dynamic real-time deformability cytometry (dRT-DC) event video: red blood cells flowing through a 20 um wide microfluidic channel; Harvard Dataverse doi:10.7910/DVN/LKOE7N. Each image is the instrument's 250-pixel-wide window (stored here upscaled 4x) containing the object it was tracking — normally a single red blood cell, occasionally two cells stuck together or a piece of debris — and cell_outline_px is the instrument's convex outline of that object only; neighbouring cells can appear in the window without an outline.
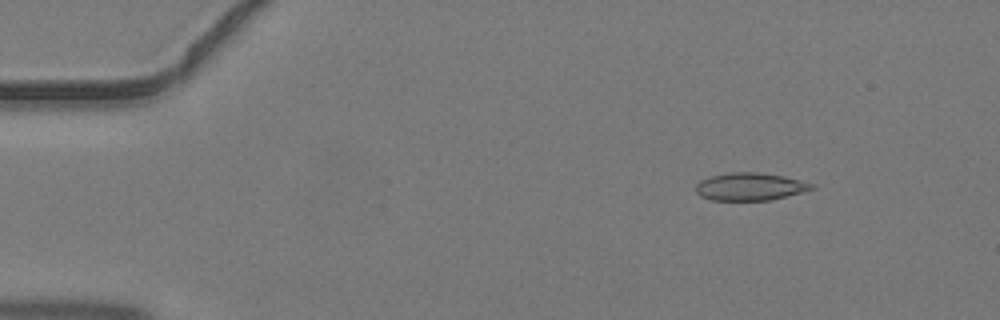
{"species": "common noctule bat (a hibernating species)", "species_latin": "Nyctalus noctula", "temperature_condition": "warm", "stored_images_in_passage": 45, "camera_frame_rate_fps": 3000, "um_per_image_px": 0.085, "animal": {"sex": "male", "body_mass_g": 19.2, "forearm_length_mm": 51.8}, "frame": {"image": 1, "passage_image": 6, "time_ms": 1.667, "image_size_px": [1000, 320], "cell_outline_px": [[816, 188], [768, 200], [712, 200], [700, 196], [696, 192], [696, 184], [700, 180], [712, 176], [728, 172], [760, 172], [784, 176], [816, 184]], "centroid_in_image_um": [63.74, 15.85], "position_along_channel_um": 21.3, "area_um2": 18.61}}
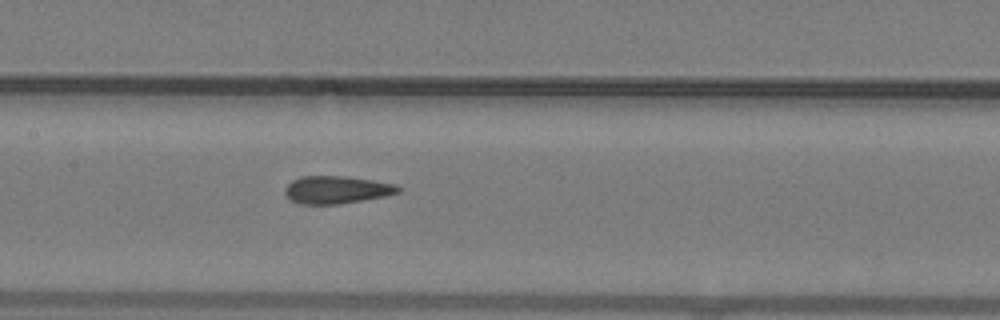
{"frame": {"image": 2, "passage_image": 22, "time_ms": 7.0, "image_size_px": [1000, 320], "cell_outline_px": [[400, 192], [384, 196], [340, 204], [304, 204], [292, 200], [284, 192], [284, 188], [292, 180], [304, 176], [344, 176], [372, 180], [396, 184], [400, 188]], "centroid_in_image_um": [28.62, 16.12], "position_along_channel_um": 178.8, "area_um2": 18.03}}
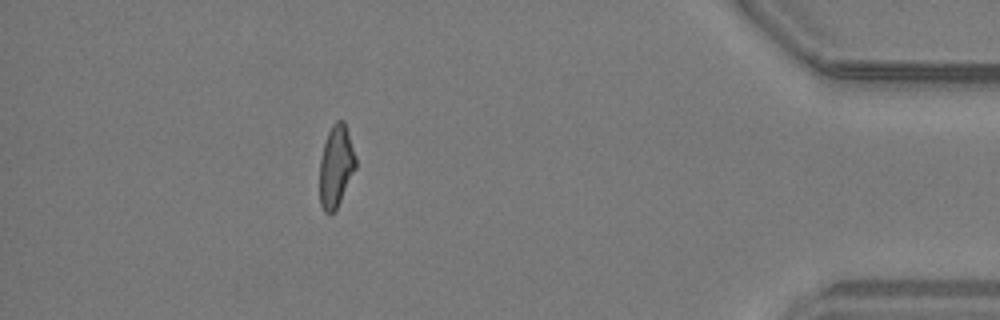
{"frame": {"image": 3, "passage_image": 40, "time_ms": 13.0, "image_size_px": [1000, 320], "cell_outline_px": [[356, 168], [336, 208], [332, 212], [324, 212], [320, 204], [320, 160], [324, 144], [328, 132], [332, 124], [336, 120], [344, 120], [356, 156]], "centroid_in_image_um": [28.56, 14.09], "position_along_channel_um": 406.6, "area_um2": 16.99}}